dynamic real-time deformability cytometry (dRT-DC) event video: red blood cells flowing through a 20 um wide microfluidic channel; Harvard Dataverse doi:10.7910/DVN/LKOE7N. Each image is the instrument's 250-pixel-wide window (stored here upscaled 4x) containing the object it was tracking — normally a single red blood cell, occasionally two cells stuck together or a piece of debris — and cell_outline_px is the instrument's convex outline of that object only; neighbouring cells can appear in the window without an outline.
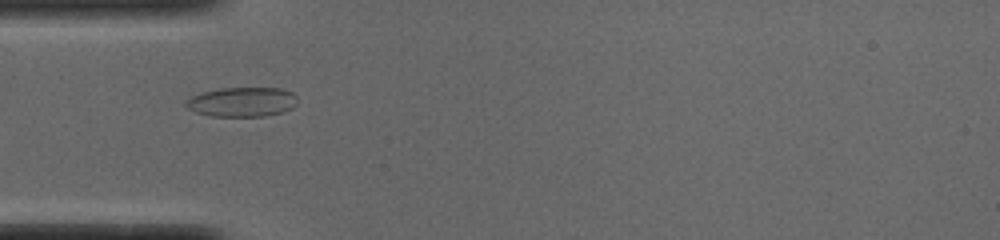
{"species": "common noctule bat (a hibernating species)", "species_latin": "Nyctalus noctula", "temperature_condition": "cold", "stored_images_in_passage": 41, "camera_frame_rate_fps": 3000, "um_per_image_px": 0.085, "animal": {"sex": "male", "body_mass_g": 19.0, "forearm_length_mm": 50.8}, "frame": {"image": 1, "passage_image": 5, "time_ms": 1.333, "image_size_px": [1000, 240], "cell_outline_px": [[296, 104], [292, 108], [284, 112], [264, 116], [212, 116], [196, 112], [188, 108], [184, 104], [184, 100], [200, 92], [220, 88], [280, 88], [292, 92], [296, 96]], "centroid_in_image_um": [20.56, 8.66], "position_along_channel_um": 64.4, "area_um2": 19.31}}
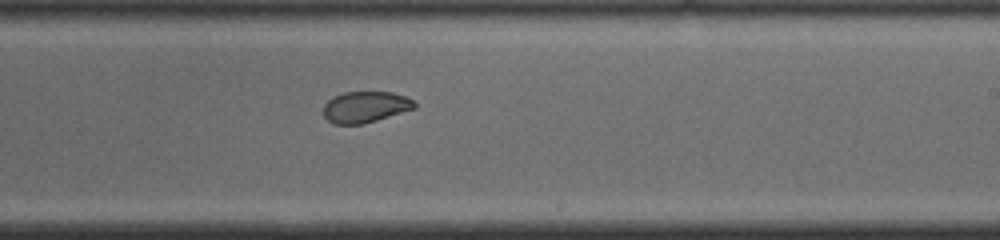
{"frame": {"image": 2, "passage_image": 20, "time_ms": 6.333, "image_size_px": [1000, 240], "cell_outline_px": [[416, 108], [376, 120], [360, 124], [332, 124], [324, 116], [324, 104], [332, 96], [344, 92], [392, 92], [404, 96], [412, 100], [416, 104]], "centroid_in_image_um": [31.02, 9.08], "position_along_channel_um": 258.0, "area_um2": 16.47}}
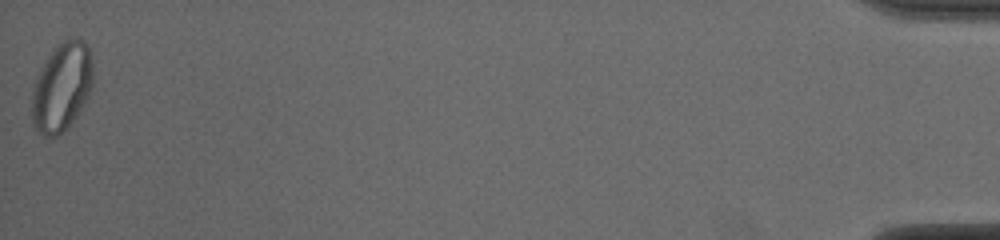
{"frame": {"image": 3, "passage_image": 41, "time_ms": 13.333, "image_size_px": [1000, 240], "cell_outline_px": [[92, 88], [84, 104], [76, 116], [56, 136], [44, 136], [32, 124], [32, 88], [36, 76], [40, 68], [52, 48], [56, 44], [72, 36], [84, 40], [88, 44], [92, 60]], "centroid_in_image_um": [5.25, 7.32], "position_along_channel_um": 430.0, "area_um2": 31.73}, "authors_computed_cell_mechanics": {"area_um2": 18.2648, "velocity_mm_per_s": 3.8802, "shape_relaxation_time_tau1_ms": null, "shape_relaxation_time_tau2_ms": 1.3954, "deformation_change_tau1": null, "deformation_change_tau2": 0.0466}}